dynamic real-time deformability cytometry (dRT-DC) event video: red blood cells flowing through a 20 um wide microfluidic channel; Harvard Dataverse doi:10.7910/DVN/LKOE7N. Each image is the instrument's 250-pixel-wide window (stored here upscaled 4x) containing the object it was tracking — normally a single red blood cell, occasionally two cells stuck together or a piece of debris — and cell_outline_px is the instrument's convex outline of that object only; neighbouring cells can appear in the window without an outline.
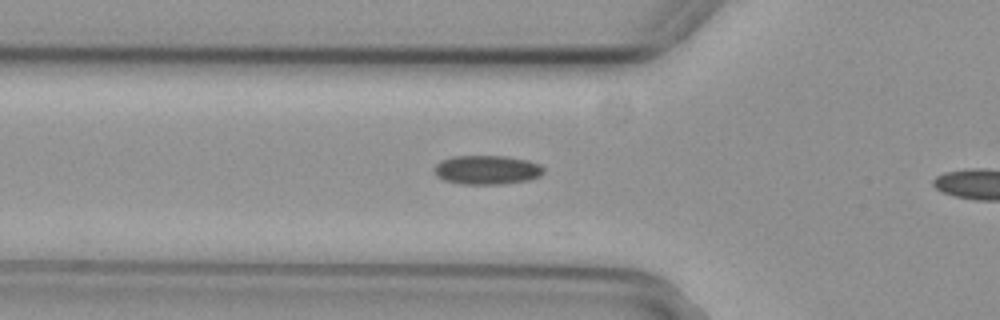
{"species": "common noctule bat (a hibernating species)", "species_latin": "Nyctalus noctula", "temperature_condition": "cold", "stored_images_in_passage": 6, "camera_frame_rate_fps": 3000, "um_per_image_px": 0.085, "animal": {"sex": "female", "body_mass_g": 29.2, "forearm_length_mm": 56.3}, "frame": {"image": 1, "passage_image": 4, "time_ms": 1.0, "image_size_px": [1000, 320], "cell_outline_px": [[544, 172], [540, 176], [528, 180], [504, 184], [464, 184], [444, 180], [436, 176], [436, 164], [440, 160], [452, 156], [504, 156], [528, 160], [540, 164], [544, 168]], "centroid_in_image_um": [41.41, 14.43], "position_along_channel_um": 84.4, "area_um2": 18.55}}